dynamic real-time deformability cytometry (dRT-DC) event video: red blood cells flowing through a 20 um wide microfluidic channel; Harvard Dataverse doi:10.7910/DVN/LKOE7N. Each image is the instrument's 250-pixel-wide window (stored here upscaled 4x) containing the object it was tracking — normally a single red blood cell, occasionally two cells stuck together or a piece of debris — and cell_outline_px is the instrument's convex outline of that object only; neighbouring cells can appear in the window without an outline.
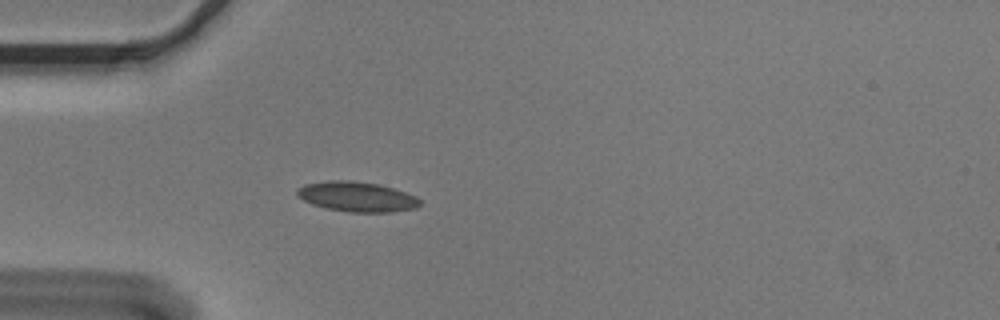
{"species": "Egyptian fruit bat (a non-hibernating species)", "species_latin": "Rousettus aegyptiacus", "temperature_condition": "cold", "stored_images_in_passage": 3, "camera_frame_rate_fps": 3000, "um_per_image_px": 0.085, "animal": {"sex": "male"}, "frame": {"image": 1, "passage_image": 3, "time_ms": 0.667, "image_size_px": [1000, 320], "cell_outline_px": [[420, 204], [416, 208], [392, 212], [348, 212], [324, 208], [312, 204], [296, 196], [296, 192], [304, 184], [332, 180], [352, 180], [380, 184], [416, 196], [420, 200]], "centroid_in_image_um": [30.33, 16.72], "position_along_channel_um": 54.7, "area_um2": 21.5}}